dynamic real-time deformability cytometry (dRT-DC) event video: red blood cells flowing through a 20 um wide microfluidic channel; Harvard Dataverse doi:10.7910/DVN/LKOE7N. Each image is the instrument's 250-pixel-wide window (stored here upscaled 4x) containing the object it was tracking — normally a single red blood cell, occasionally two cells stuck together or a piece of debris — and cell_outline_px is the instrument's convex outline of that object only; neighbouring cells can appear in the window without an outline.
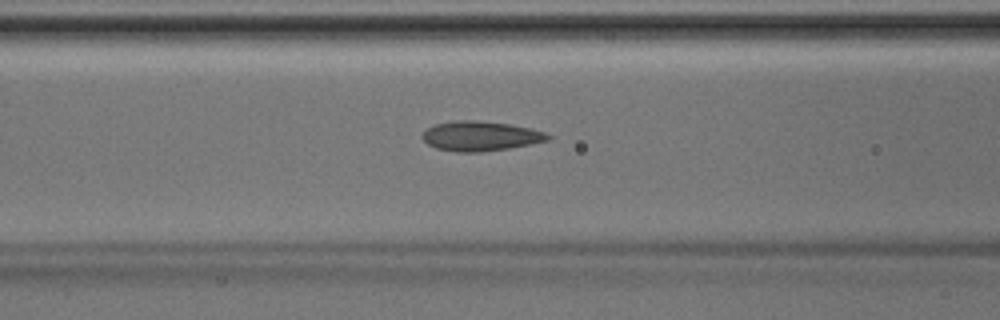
{"species": "Egyptian fruit bat (a non-hibernating species)", "species_latin": "Rousettus aegyptiacus", "temperature_condition": "room temperature", "stored_images_in_passage": 45, "camera_frame_rate_fps": 3000, "um_per_image_px": 0.085, "animal": {"sex": "male"}, "frame": {"image": 1, "passage_image": 18, "time_ms": 5.667, "image_size_px": [1000, 320], "cell_outline_px": [[552, 136], [548, 140], [508, 148], [480, 152], [456, 152], [436, 148], [428, 144], [420, 136], [428, 128], [436, 124], [456, 120], [472, 120], [508, 124], [528, 128], [544, 132]], "centroid_in_image_um": [40.8, 11.57], "position_along_channel_um": 125.8, "area_um2": 21.39}}
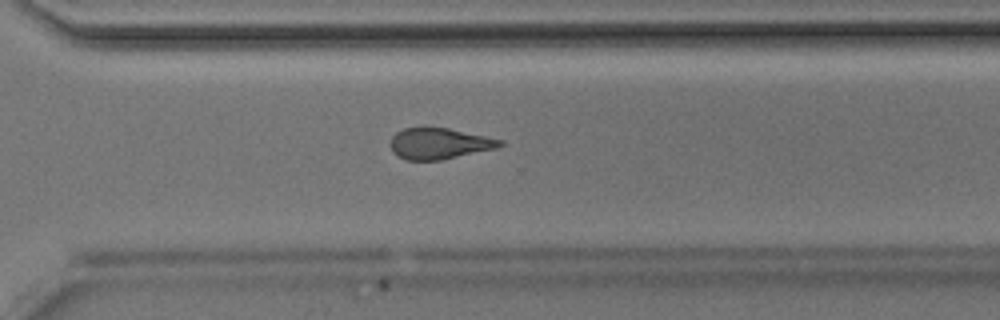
{"frame": {"image": 2, "passage_image": 32, "time_ms": 10.333, "image_size_px": [1000, 320], "cell_outline_px": [[504, 144], [496, 148], [440, 160], [404, 160], [396, 156], [392, 152], [392, 136], [396, 132], [404, 128], [448, 128], [504, 140]], "centroid_in_image_um": [37.33, 12.21], "position_along_channel_um": 333.3, "area_um2": 19.65}}
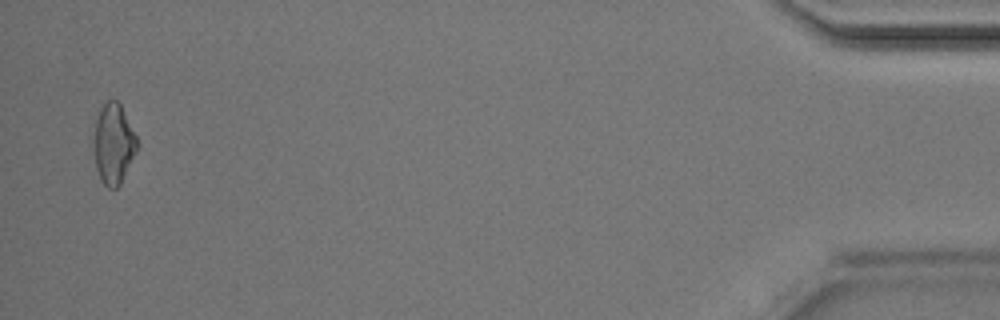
{"frame": {"image": 3, "passage_image": 44, "time_ms": 14.333, "image_size_px": [1000, 320], "cell_outline_px": [[136, 152], [120, 184], [116, 188], [108, 188], [100, 180], [96, 168], [92, 144], [92, 136], [96, 120], [100, 108], [108, 100], [116, 100], [120, 104], [136, 136]], "centroid_in_image_um": [9.6, 12.23], "position_along_channel_um": 425.6, "area_um2": 20.23}}